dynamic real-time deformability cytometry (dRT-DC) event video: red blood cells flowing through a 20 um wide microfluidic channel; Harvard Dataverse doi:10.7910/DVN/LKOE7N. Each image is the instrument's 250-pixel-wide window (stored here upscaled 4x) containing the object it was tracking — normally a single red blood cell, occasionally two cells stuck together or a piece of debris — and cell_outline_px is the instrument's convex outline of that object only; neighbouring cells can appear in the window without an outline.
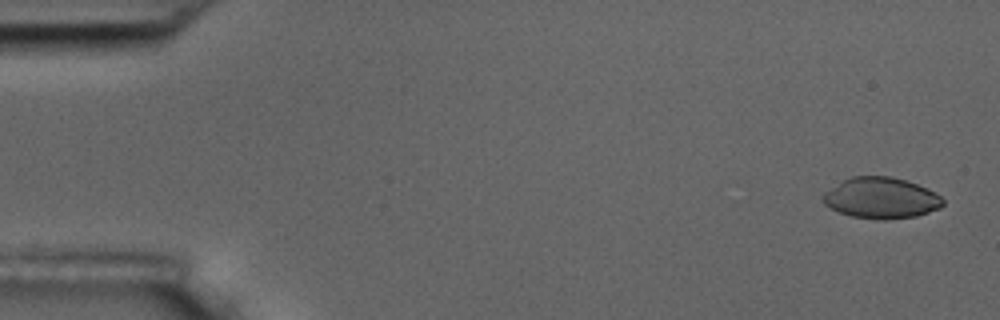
{"species": "common noctule bat (a hibernating species)", "species_latin": "Nyctalus noctula", "temperature_condition": "room temperature", "stored_images_in_passage": 2, "camera_frame_rate_fps": 3000, "um_per_image_px": 0.085, "animal": {"sex": "male", "body_mass_g": 17.5, "forearm_length_mm": 52.3}, "frame": {"image": 1, "passage_image": 1, "time_ms": 0.0, "image_size_px": [1000, 320], "cell_outline_px": [[944, 204], [940, 208], [916, 216], [888, 220], [880, 220], [852, 216], [840, 212], [824, 204], [820, 200], [824, 192], [844, 180], [852, 176], [892, 176], [928, 188], [940, 196], [944, 200]], "centroid_in_image_um": [74.9, 16.83], "position_along_channel_um": 10.1, "area_um2": 28.67}}